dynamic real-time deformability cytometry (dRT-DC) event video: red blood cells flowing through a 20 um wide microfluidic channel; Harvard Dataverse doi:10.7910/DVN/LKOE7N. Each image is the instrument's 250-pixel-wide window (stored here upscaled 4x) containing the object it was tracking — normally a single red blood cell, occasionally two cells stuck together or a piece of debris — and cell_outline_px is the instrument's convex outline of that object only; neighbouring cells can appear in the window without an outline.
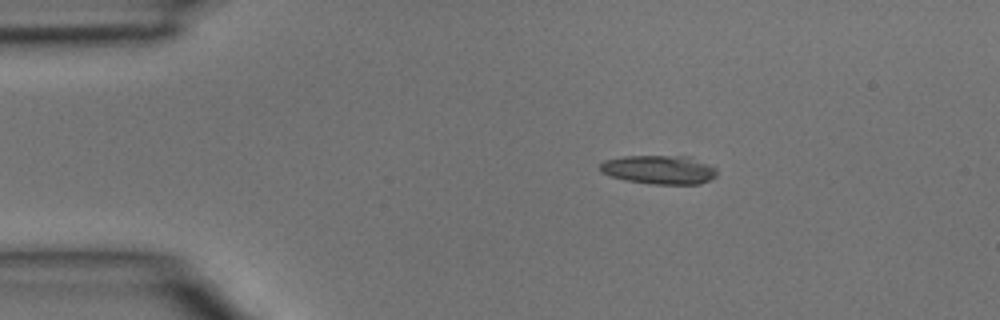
{"species": "common noctule bat (a hibernating species)", "species_latin": "Nyctalus noctula", "temperature_condition": "room temperature", "stored_images_in_passage": 2, "camera_frame_rate_fps": 3000, "um_per_image_px": 0.085, "animal": {"sex": "male", "body_mass_g": 15.6}, "frame": {"image": 1, "passage_image": 1, "time_ms": 0.0, "image_size_px": [1000, 320], "cell_outline_px": [[716, 176], [712, 180], [700, 184], [652, 184], [624, 180], [600, 172], [600, 164], [604, 160], [624, 156], [692, 156], [716, 168]], "centroid_in_image_um": [56.06, 14.42], "position_along_channel_um": 28.9, "area_um2": 19.83}}